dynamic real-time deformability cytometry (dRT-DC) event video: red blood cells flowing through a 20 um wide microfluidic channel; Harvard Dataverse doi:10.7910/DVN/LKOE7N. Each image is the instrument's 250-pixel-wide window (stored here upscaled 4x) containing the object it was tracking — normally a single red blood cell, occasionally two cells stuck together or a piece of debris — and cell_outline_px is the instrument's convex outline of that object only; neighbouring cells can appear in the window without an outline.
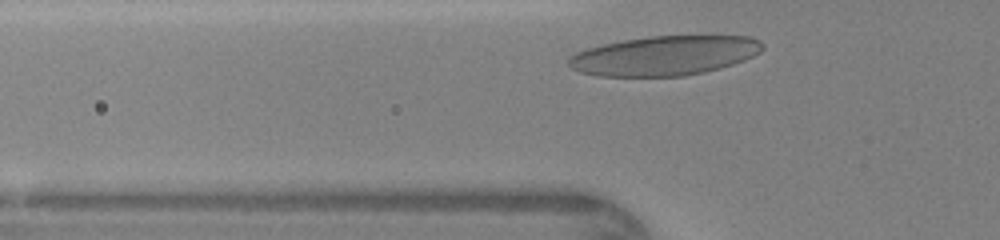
{"species": "human", "species_latin": "Homo sapiens", "temperature_condition": "warm", "stored_images_in_passage": 24, "camera_frame_rate_fps": 3000, "um_per_image_px": 0.085, "donor": {"sex": "female"}, "frame": {"image": 1, "passage_image": 2, "time_ms": 0.333, "image_size_px": [1000, 240], "cell_outline_px": [[764, 48], [760, 52], [744, 60], [720, 68], [704, 72], [684, 76], [596, 76], [580, 72], [572, 68], [568, 64], [568, 56], [576, 52], [588, 48], [604, 44], [624, 40], [648, 36], [748, 36], [760, 40], [764, 44]], "centroid_in_image_um": [56.48, 4.73], "position_along_channel_um": 69.3, "area_um2": 44.68}}
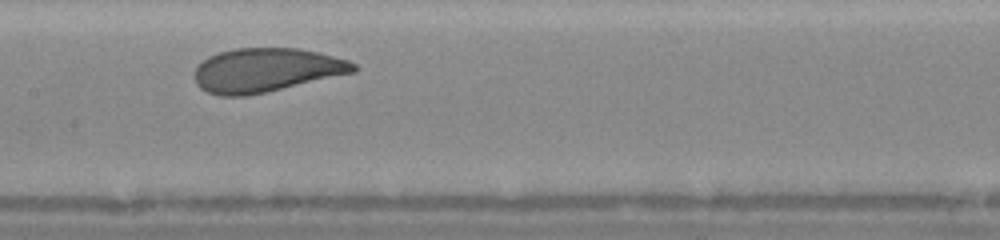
{"frame": {"image": 2, "passage_image": 10, "time_ms": 3.0, "image_size_px": [1000, 240], "cell_outline_px": [[360, 68], [356, 72], [264, 92], [244, 96], [220, 96], [208, 92], [200, 88], [196, 84], [196, 68], [208, 56], [232, 48], [300, 48], [348, 60], [356, 64]], "centroid_in_image_um": [22.64, 5.95], "position_along_channel_um": 184.8, "area_um2": 40.4}}
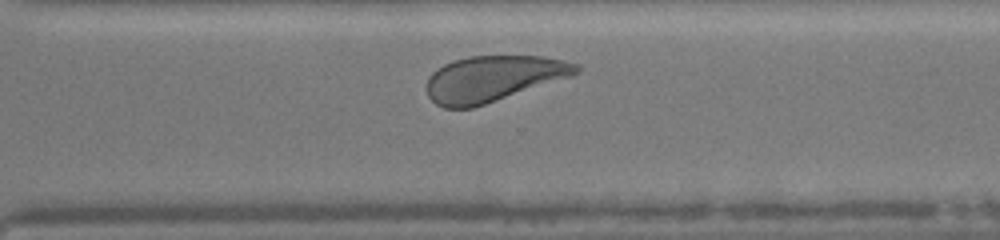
{"frame": {"image": 3, "passage_image": 20, "time_ms": 6.333, "image_size_px": [1000, 240], "cell_outline_px": [[580, 68], [572, 76], [472, 108], [444, 108], [436, 104], [428, 96], [424, 88], [428, 76], [432, 72], [444, 64], [468, 56], [540, 56], [564, 60], [580, 64]], "centroid_in_image_um": [41.87, 6.68], "position_along_channel_um": 328.7, "area_um2": 39.88}}